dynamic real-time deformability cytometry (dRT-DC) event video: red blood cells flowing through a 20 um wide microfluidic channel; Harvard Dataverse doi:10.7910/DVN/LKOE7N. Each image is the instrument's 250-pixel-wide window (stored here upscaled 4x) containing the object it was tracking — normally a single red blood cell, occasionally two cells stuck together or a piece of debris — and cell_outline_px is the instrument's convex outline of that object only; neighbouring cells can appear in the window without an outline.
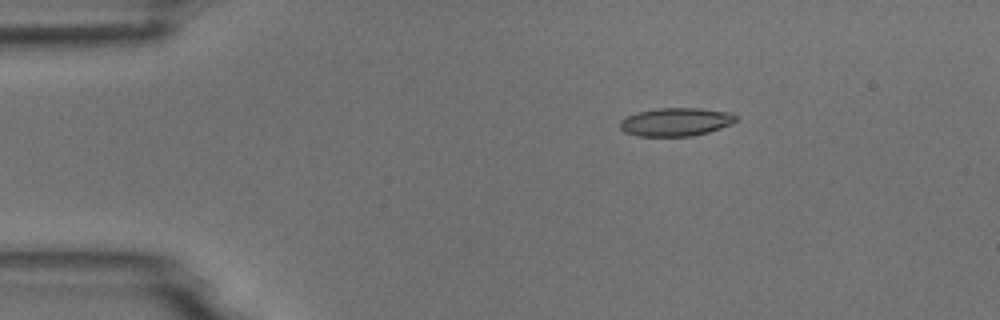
{"species": "common noctule bat (a hibernating species)", "species_latin": "Nyctalus noctula", "temperature_condition": "room temperature", "stored_images_in_passage": 8, "camera_frame_rate_fps": 3000, "um_per_image_px": 0.085, "animal": {"sex": "male", "body_mass_g": 18.8}, "frame": {"image": 1, "passage_image": 1, "time_ms": 0.0, "image_size_px": [1000, 320], "cell_outline_px": [[736, 120], [732, 124], [708, 132], [692, 136], [636, 136], [624, 132], [620, 128], [620, 120], [636, 112], [656, 108], [700, 108], [728, 112], [736, 116]], "centroid_in_image_um": [57.41, 10.36], "position_along_channel_um": 27.6, "area_um2": 19.13}}
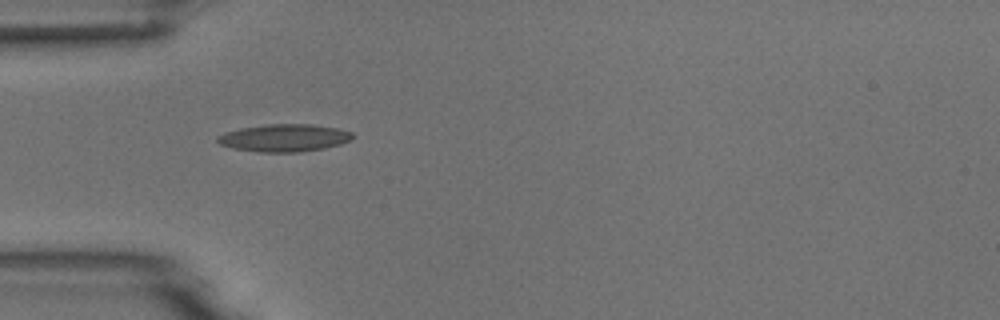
{"frame": {"image": 2, "passage_image": 3, "time_ms": 2.333, "image_size_px": [1000, 320], "cell_outline_px": [[352, 140], [340, 144], [324, 148], [300, 152], [260, 152], [232, 148], [220, 144], [216, 140], [216, 136], [224, 132], [240, 128], [268, 124], [312, 124], [336, 128], [352, 132]], "centroid_in_image_um": [24.13, 11.72], "position_along_channel_um": 60.9, "area_um2": 21.68}}
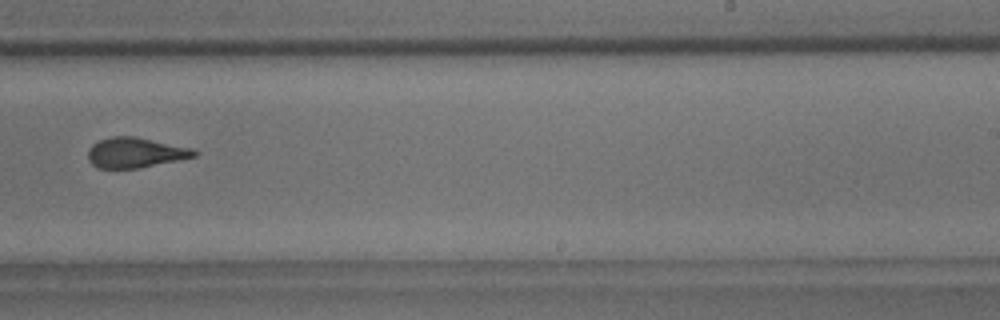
{"frame": {"image": 3, "passage_image": 8, "time_ms": 8.0, "image_size_px": [1000, 320], "cell_outline_px": [[200, 152], [196, 156], [180, 160], [136, 168], [96, 168], [88, 160], [88, 148], [92, 144], [100, 140], [112, 136], [132, 136], [196, 148]], "centroid_in_image_um": [11.54, 12.97], "position_along_channel_um": 277.5, "area_um2": 18.84}}